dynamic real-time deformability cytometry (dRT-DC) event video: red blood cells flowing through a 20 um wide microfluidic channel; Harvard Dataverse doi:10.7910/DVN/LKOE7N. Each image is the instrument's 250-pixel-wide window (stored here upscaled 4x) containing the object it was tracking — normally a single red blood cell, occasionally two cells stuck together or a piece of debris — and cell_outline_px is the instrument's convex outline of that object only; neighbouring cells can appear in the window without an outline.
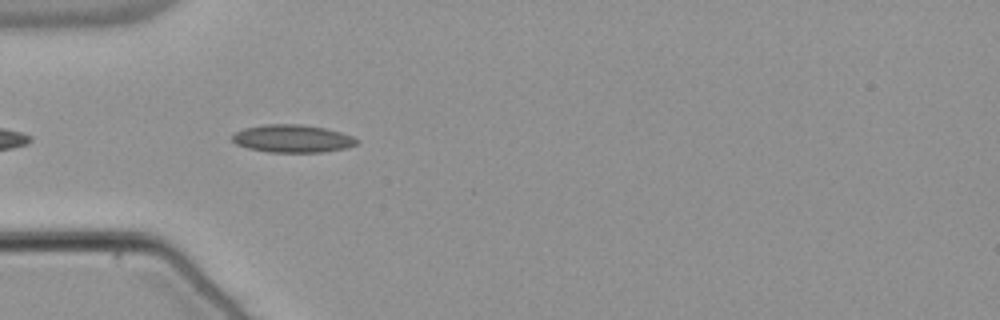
{"species": "common noctule bat (a hibernating species)", "species_latin": "Nyctalus noctula", "temperature_condition": "warm", "stored_images_in_passage": 17, "camera_frame_rate_fps": 3000, "um_per_image_px": 0.085, "animal": {"sex": "male", "body_mass_g": 21.5, "forearm_length_mm": 52.0}, "frame": {"image": 1, "passage_image": 3, "time_ms": 0.667, "image_size_px": [1000, 320], "cell_outline_px": [[356, 144], [348, 148], [320, 152], [268, 152], [248, 148], [236, 144], [232, 140], [232, 136], [236, 132], [244, 128], [264, 124], [300, 124], [324, 128], [340, 132], [352, 136], [356, 140]], "centroid_in_image_um": [24.83, 11.78], "position_along_channel_um": 60.2, "area_um2": 20.0}}